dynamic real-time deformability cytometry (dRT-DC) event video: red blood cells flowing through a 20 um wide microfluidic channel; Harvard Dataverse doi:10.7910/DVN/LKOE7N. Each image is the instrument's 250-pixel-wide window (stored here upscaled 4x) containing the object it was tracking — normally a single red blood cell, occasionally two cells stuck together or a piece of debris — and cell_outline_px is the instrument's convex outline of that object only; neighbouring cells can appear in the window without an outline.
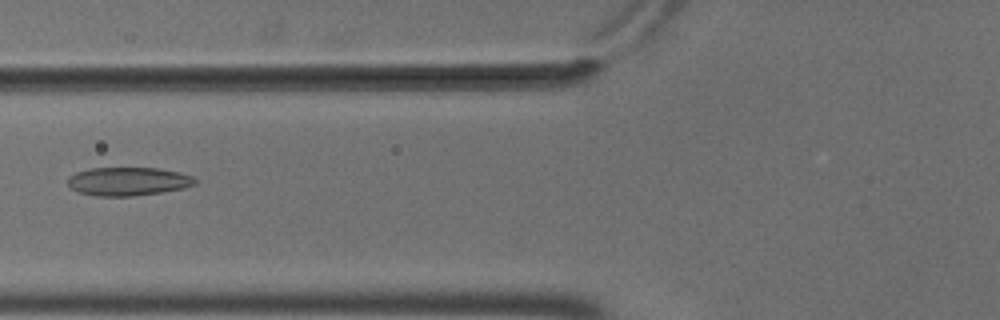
{"species": "common noctule bat (a hibernating species)", "species_latin": "Nyctalus noctula", "temperature_condition": "cold", "stored_images_in_passage": 5, "camera_frame_rate_fps": 3000, "um_per_image_px": 0.085, "animal": {"sex": "male", "body_mass_g": 18.8}, "frame": {"image": 1, "passage_image": 5, "time_ms": 1.333, "image_size_px": [1000, 320], "cell_outline_px": [[196, 184], [184, 188], [160, 192], [132, 196], [96, 196], [80, 192], [72, 188], [68, 184], [68, 176], [76, 172], [92, 168], [156, 168], [180, 172], [192, 176], [196, 180]], "centroid_in_image_um": [10.89, 15.41], "position_along_channel_um": 114.9, "area_um2": 20.98}}